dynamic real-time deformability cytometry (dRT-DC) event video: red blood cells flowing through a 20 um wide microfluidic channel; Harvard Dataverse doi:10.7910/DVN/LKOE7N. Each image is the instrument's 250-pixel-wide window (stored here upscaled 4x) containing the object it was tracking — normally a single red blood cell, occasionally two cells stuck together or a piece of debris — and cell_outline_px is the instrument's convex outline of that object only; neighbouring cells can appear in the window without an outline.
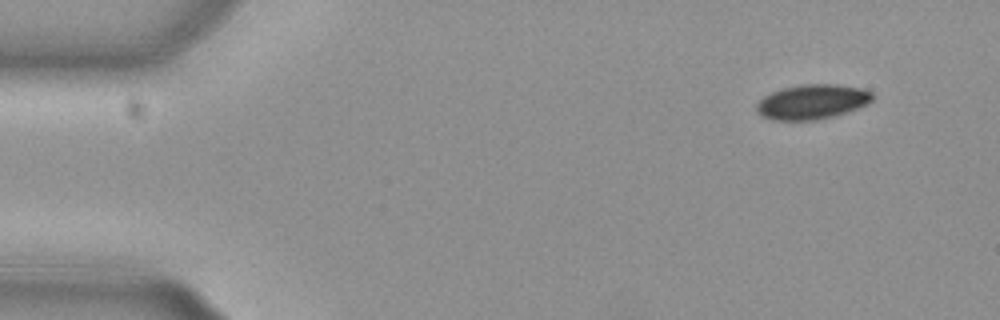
{"species": "common noctule bat (a hibernating species)", "species_latin": "Nyctalus noctula", "temperature_condition": "cold", "stored_images_in_passage": 4, "camera_frame_rate_fps": 3000, "um_per_image_px": 0.085, "animal": {"sex": "female", "body_mass_g": 29.2, "forearm_length_mm": 56.3}, "frame": {"image": 1, "passage_image": 1, "time_ms": 0.0, "image_size_px": [1000, 320], "cell_outline_px": [[872, 100], [856, 108], [832, 116], [812, 120], [776, 120], [764, 116], [756, 112], [756, 104], [764, 96], [772, 92], [784, 88], [800, 84], [840, 84], [860, 88], [872, 92]], "centroid_in_image_um": [69.0, 8.64], "position_along_channel_um": 16.0, "area_um2": 23.06}}